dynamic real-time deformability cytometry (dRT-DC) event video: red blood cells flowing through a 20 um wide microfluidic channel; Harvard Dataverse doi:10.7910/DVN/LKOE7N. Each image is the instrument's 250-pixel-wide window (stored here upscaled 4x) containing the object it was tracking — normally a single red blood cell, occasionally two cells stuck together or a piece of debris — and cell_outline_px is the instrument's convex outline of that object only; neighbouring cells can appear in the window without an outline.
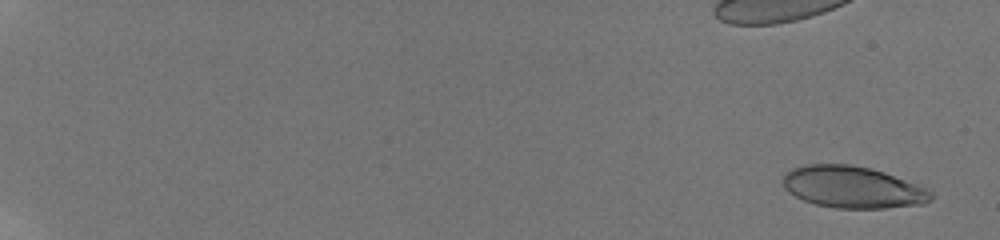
{"species": "human", "species_latin": "Homo sapiens", "temperature_condition": "room temperature", "stored_images_in_passage": 38, "camera_frame_rate_fps": 3000, "um_per_image_px": 0.085, "donor": {"sex": "male"}, "frame": {"image": 1, "passage_image": 3, "time_ms": 0.667, "image_size_px": [1000, 240], "cell_outline_px": [[932, 200], [924, 204], [884, 208], [836, 208], [816, 204], [804, 200], [788, 192], [784, 188], [784, 172], [792, 168], [804, 164], [848, 164], [868, 168], [884, 172], [916, 184], [932, 192]], "centroid_in_image_um": [72.45, 15.91], "position_along_channel_um": 12.5, "area_um2": 35.89}}
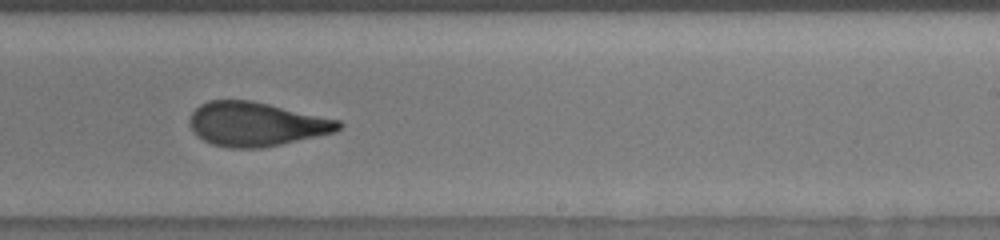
{"frame": {"image": 2, "passage_image": 25, "time_ms": 13.0, "image_size_px": [1000, 240], "cell_outline_px": [[344, 124], [336, 132], [280, 144], [260, 148], [228, 148], [212, 144], [204, 140], [192, 128], [188, 120], [192, 112], [200, 104], [208, 100], [252, 100], [340, 120]], "centroid_in_image_um": [21.78, 10.54], "position_along_channel_um": 267.2, "area_um2": 38.09}}
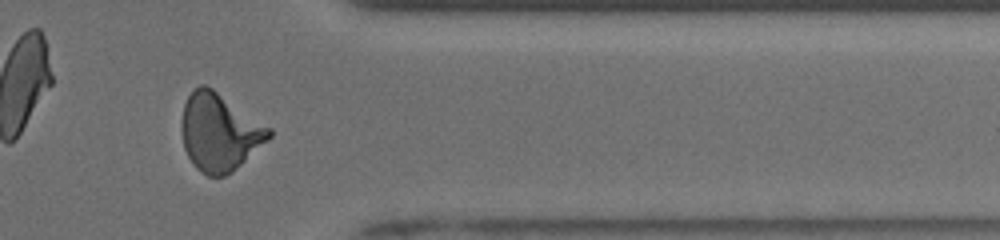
{"frame": {"image": 3, "passage_image": 31, "time_ms": 16.333, "image_size_px": [1000, 240], "cell_outline_px": [[272, 136], [268, 140], [232, 172], [224, 176], [208, 176], [200, 172], [192, 164], [184, 148], [180, 128], [180, 124], [184, 104], [192, 88], [200, 84], [204, 84], [212, 88], [272, 128]], "centroid_in_image_um": [18.63, 11.23], "position_along_channel_um": 392.8, "area_um2": 39.71}, "authors_computed_cell_mechanics": {"area_um2": 36.9631, "velocity_mm_per_s": 3.8957, "shape_relaxation_time_tau1_ms": 4.1972, "shape_relaxation_time_tau2_ms": 1.1166, "deformation_change_tau1": 0.1659, "deformation_change_tau2": 0.0806}}